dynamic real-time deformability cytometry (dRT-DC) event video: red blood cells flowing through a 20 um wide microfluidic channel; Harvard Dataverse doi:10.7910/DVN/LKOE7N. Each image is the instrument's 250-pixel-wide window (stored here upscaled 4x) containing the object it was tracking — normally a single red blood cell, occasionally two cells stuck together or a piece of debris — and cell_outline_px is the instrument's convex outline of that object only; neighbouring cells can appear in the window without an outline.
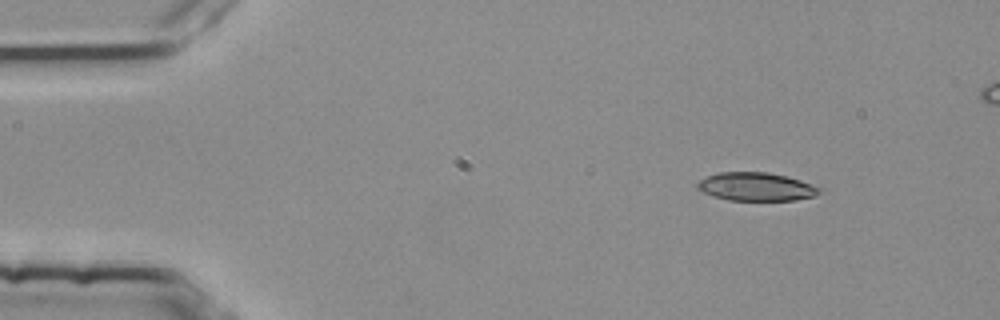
{"species": "common noctule bat (a hibernating species)", "species_latin": "Nyctalus noctula", "temperature_condition": "room temperature", "stored_images_in_passage": 4, "segment_of_instrument_passage": [2, 2], "camera_frame_rate_fps": 3000, "um_per_image_px": 0.085, "animal": {"sex": "female", "body_mass_g": 25.1}, "frame": {"image": 1, "passage_image": 4, "time_ms": 1.0, "image_size_px": [1000, 320], "cell_outline_px": [[824, 188], [820, 192], [812, 196], [796, 200], [728, 200], [704, 192], [696, 188], [696, 184], [704, 176], [720, 172], [768, 172], [788, 176]], "centroid_in_image_um": [64.28, 15.85], "position_along_channel_um": 20.7, "area_um2": 20.17}}